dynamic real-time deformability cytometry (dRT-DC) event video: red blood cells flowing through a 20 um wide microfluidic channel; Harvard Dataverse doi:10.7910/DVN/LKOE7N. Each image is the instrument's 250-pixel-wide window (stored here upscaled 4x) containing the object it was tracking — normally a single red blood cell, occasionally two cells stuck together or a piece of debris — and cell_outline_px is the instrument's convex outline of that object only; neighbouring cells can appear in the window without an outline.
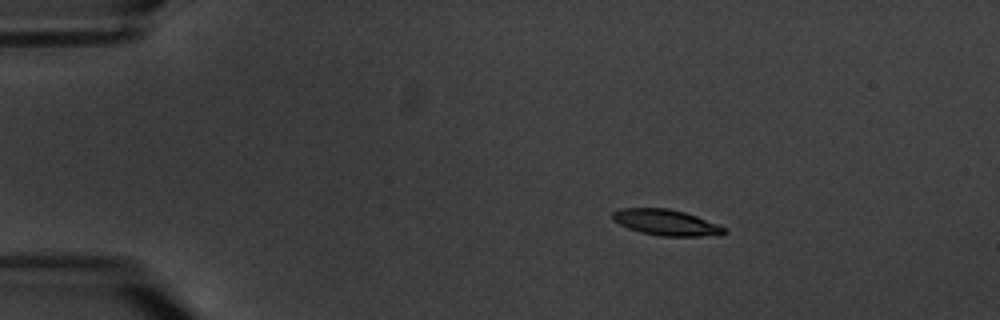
{"species": "common noctule bat (a hibernating species)", "species_latin": "Nyctalus noctula", "temperature_condition": "warm", "stored_images_in_passage": 6, "camera_frame_rate_fps": 3000, "um_per_image_px": 0.085, "animal": {"sex": "male", "body_mass_g": 20.1, "forearm_length_mm": 53.5}, "frame": {"image": 1, "passage_image": 3, "time_ms": 2.333, "image_size_px": [1000, 320], "cell_outline_px": [[728, 232], [720, 236], [660, 236], [640, 232], [628, 228], [612, 220], [612, 212], [620, 208], [668, 208], [684, 212], [696, 216], [728, 228]], "centroid_in_image_um": [56.65, 18.92], "position_along_channel_um": 28.3, "area_um2": 17.05}}